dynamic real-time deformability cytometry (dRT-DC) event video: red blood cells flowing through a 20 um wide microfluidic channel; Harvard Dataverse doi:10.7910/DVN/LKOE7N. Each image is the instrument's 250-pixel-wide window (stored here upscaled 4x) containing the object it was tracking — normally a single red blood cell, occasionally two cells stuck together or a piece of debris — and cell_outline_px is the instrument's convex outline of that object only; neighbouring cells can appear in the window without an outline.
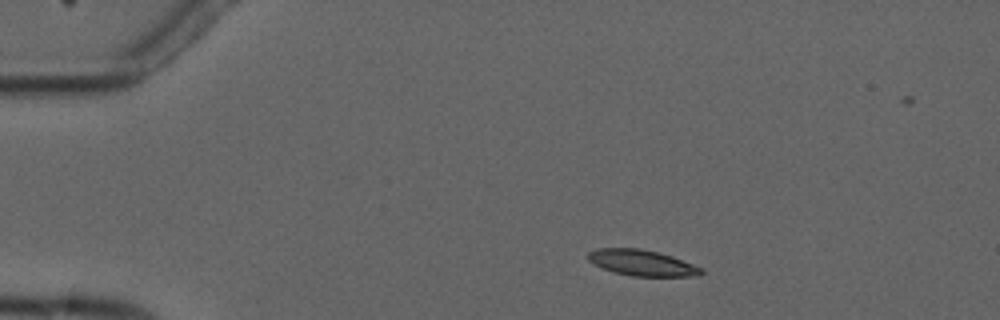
{"species": "common noctule bat (a hibernating species)", "species_latin": "Nyctalus noctula", "temperature_condition": "cold", "stored_images_in_passage": 9, "camera_frame_rate_fps": 3000, "um_per_image_px": 0.085, "animal": {"sex": "male", "forearm_length_mm": 52.5}, "frame": {"image": 1, "passage_image": 2, "time_ms": 1.0, "image_size_px": [1000, 320], "cell_outline_px": [[704, 272], [700, 276], [632, 276], [616, 272], [592, 264], [588, 260], [588, 252], [596, 248], [640, 248], [660, 252], [672, 256], [704, 268]], "centroid_in_image_um": [54.6, 22.33], "position_along_channel_um": 30.4, "area_um2": 17.22}}
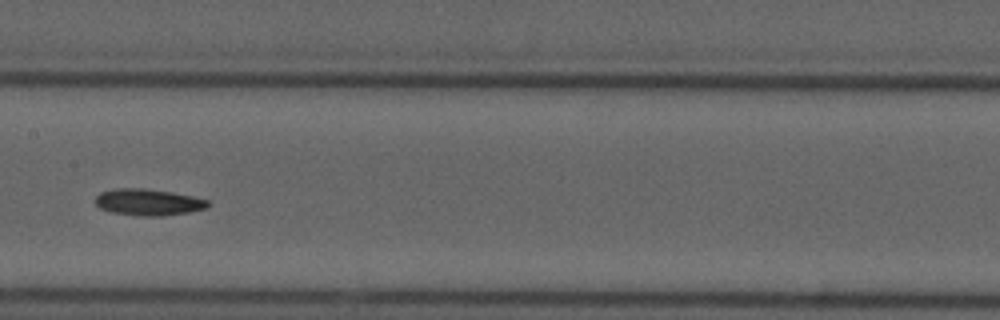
{"frame": {"image": 2, "passage_image": 7, "time_ms": 7.0, "image_size_px": [1000, 320], "cell_outline_px": [[212, 204], [208, 208], [188, 212], [160, 216], [136, 216], [112, 212], [100, 208], [96, 204], [96, 196], [100, 192], [116, 188], [144, 188], [172, 192], [192, 196], [208, 200]], "centroid_in_image_um": [12.62, 17.18], "position_along_channel_um": 194.8, "area_um2": 17.51}}
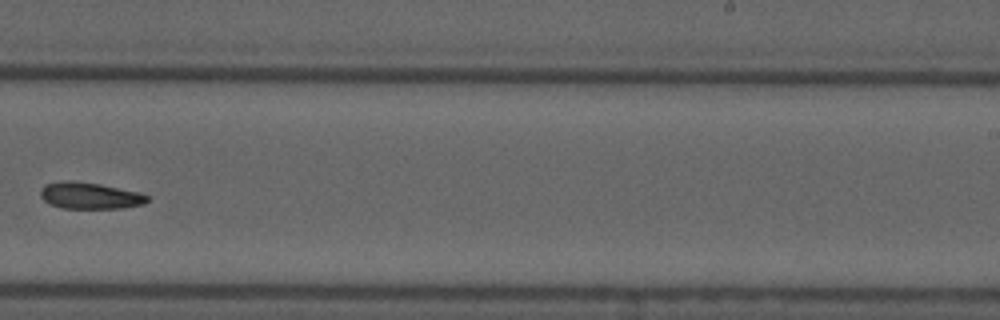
{"frame": {"image": 3, "passage_image": 9, "time_ms": 9.333, "image_size_px": [1000, 320], "cell_outline_px": [[148, 200], [144, 204], [124, 208], [64, 208], [48, 204], [40, 196], [40, 192], [48, 184], [68, 180], [100, 184], [140, 192], [148, 196]], "centroid_in_image_um": [7.68, 16.64], "position_along_channel_um": 281.3, "area_um2": 16.36}}